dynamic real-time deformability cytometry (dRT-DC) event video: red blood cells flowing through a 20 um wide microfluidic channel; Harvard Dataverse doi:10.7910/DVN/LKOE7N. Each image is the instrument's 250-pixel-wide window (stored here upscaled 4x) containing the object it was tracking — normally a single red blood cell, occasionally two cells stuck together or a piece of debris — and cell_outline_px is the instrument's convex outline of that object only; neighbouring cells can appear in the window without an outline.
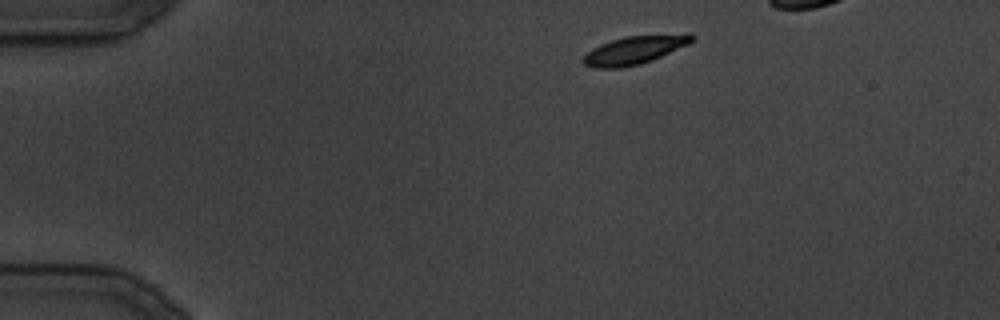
{"species": "common noctule bat (a hibernating species)", "species_latin": "Nyctalus noctula", "temperature_condition": "cold", "stored_images_in_passage": 25, "camera_frame_rate_fps": 3000, "um_per_image_px": 0.085, "animal": {"sex": "male", "body_mass_g": 19.5, "forearm_length_mm": 54.6}, "frame": {"image": 1, "passage_image": 1, "time_ms": 0.0, "image_size_px": [1000, 320], "cell_outline_px": [[692, 40], [688, 44], [652, 60], [640, 64], [620, 68], [592, 68], [584, 64], [580, 60], [588, 52], [600, 44], [612, 40], [628, 36], [688, 32], [692, 32]], "centroid_in_image_um": [53.94, 4.24], "position_along_channel_um": 31.1, "area_um2": 17.92}}
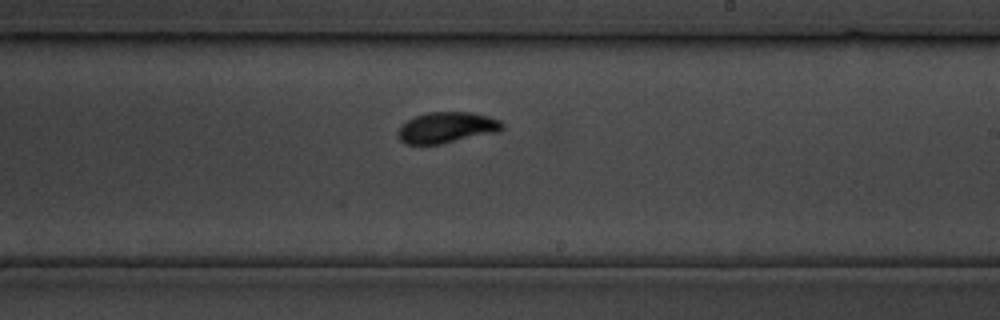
{"frame": {"image": 2, "passage_image": 15, "time_ms": 18.0, "image_size_px": [1000, 320], "cell_outline_px": [[504, 128], [500, 132], [440, 144], [404, 144], [396, 136], [396, 132], [408, 120], [416, 116], [428, 112], [472, 112], [488, 116], [500, 120], [504, 124]], "centroid_in_image_um": [38.0, 10.85], "position_along_channel_um": 251.0, "area_um2": 18.96}}
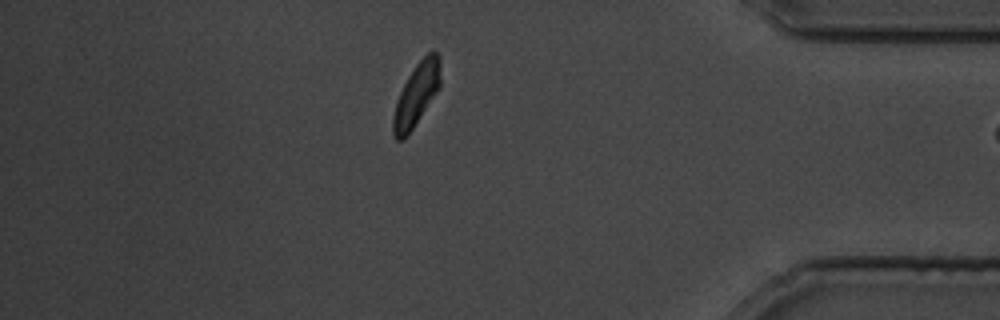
{"frame": {"image": 3, "passage_image": 24, "time_ms": 29.333, "image_size_px": [1000, 320], "cell_outline_px": [[440, 88], [408, 136], [404, 140], [396, 140], [392, 132], [392, 116], [400, 92], [408, 76], [416, 64], [428, 52], [436, 52], [440, 56]], "centroid_in_image_um": [35.39, 8.08], "position_along_channel_um": 399.8, "area_um2": 17.4}}